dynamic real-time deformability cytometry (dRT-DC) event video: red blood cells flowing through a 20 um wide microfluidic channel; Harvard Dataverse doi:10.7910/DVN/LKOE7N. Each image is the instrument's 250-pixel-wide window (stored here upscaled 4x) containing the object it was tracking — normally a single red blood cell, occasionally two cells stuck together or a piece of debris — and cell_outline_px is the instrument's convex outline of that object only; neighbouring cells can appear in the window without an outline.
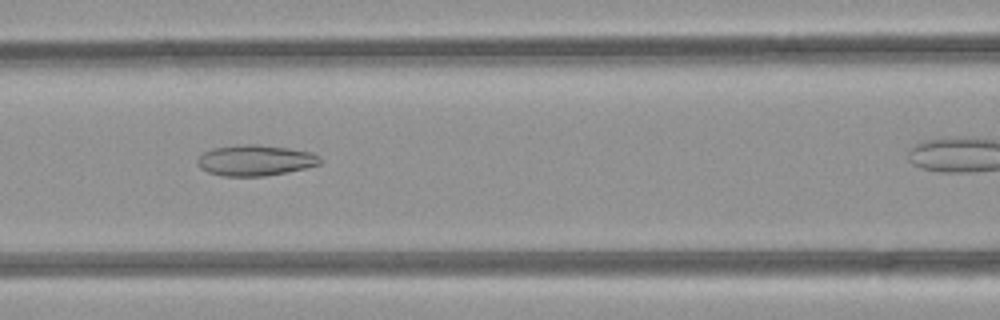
{"species": "common noctule bat (a hibernating species)", "species_latin": "Nyctalus noctula", "temperature_condition": "room temperature", "stored_images_in_passage": 29, "camera_frame_rate_fps": 3000, "um_per_image_px": 0.085, "animal": {"sex": "female", "body_mass_g": 21.9}, "frame": {"image": 1, "passage_image": 11, "time_ms": 3.333, "image_size_px": [1000, 320], "cell_outline_px": [[320, 164], [288, 172], [264, 176], [220, 176], [208, 172], [200, 168], [196, 164], [196, 160], [204, 152], [216, 148], [252, 144], [256, 144], [288, 148], [312, 152], [320, 156]], "centroid_in_image_um": [21.7, 13.64], "position_along_channel_um": 144.9, "area_um2": 21.85}}
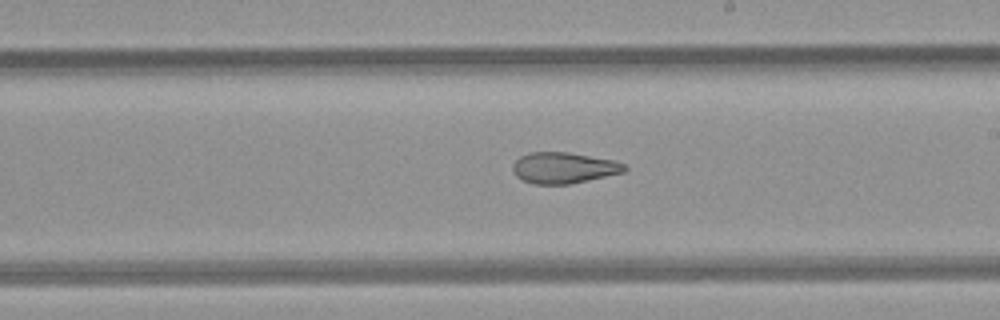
{"frame": {"image": 2, "passage_image": 18, "time_ms": 5.667, "image_size_px": [1000, 320], "cell_outline_px": [[628, 168], [624, 172], [588, 180], [568, 184], [532, 184], [516, 176], [512, 172], [512, 164], [520, 156], [528, 152], [568, 152], [612, 160], [624, 164]], "centroid_in_image_um": [47.87, 14.26], "position_along_channel_um": 241.1, "area_um2": 20.17}}
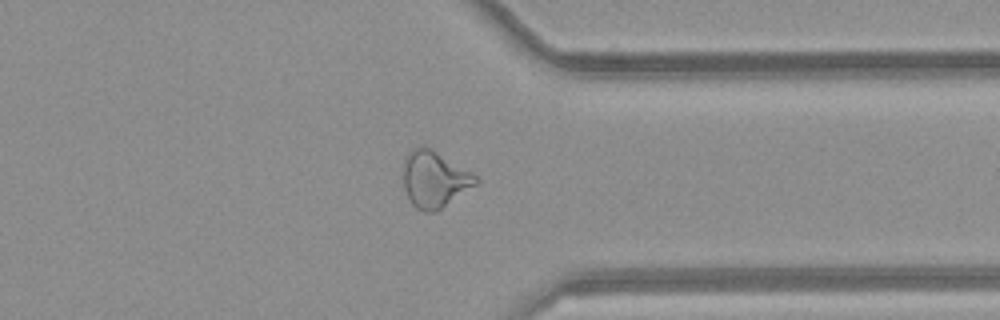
{"frame": {"image": 3, "passage_image": 28, "time_ms": 9.0, "image_size_px": [1000, 320], "cell_outline_px": [[480, 180], [476, 184], [436, 212], [424, 212], [416, 208], [412, 204], [404, 188], [404, 160], [408, 152], [412, 148], [420, 144], [424, 144], [432, 148], [472, 172]], "centroid_in_image_um": [36.91, 15.2], "position_along_channel_um": 374.5, "area_um2": 23.99}}